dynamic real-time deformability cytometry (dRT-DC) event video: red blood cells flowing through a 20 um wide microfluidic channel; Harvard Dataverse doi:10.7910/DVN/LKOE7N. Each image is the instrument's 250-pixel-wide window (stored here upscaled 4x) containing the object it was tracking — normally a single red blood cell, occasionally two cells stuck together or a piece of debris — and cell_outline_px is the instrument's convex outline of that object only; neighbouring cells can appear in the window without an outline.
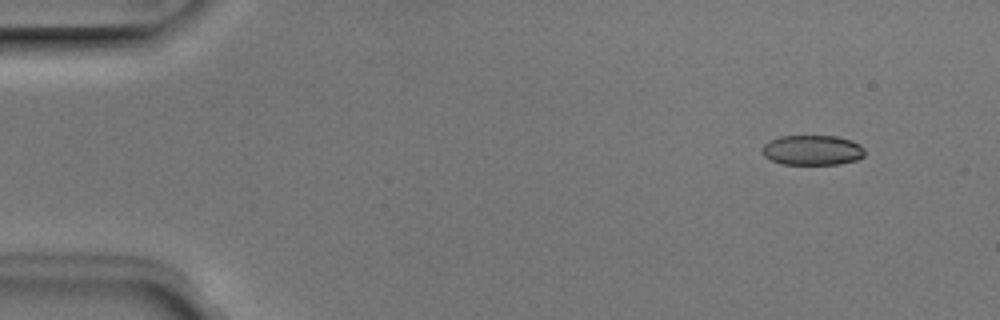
{"species": "Egyptian fruit bat (a non-hibernating species)", "species_latin": "Rousettus aegyptiacus", "temperature_condition": "room temperature", "stored_images_in_passage": 4, "camera_frame_rate_fps": 3000, "um_per_image_px": 0.085, "animal": {"sex": "male"}, "frame": {"image": 1, "passage_image": 2, "time_ms": 0.333, "image_size_px": [1000, 320], "cell_outline_px": [[864, 156], [856, 160], [840, 164], [780, 164], [764, 156], [764, 144], [780, 136], [836, 136], [852, 140], [860, 144], [864, 148]], "centroid_in_image_um": [69.1, 12.76], "position_along_channel_um": 15.9, "area_um2": 17.86}}
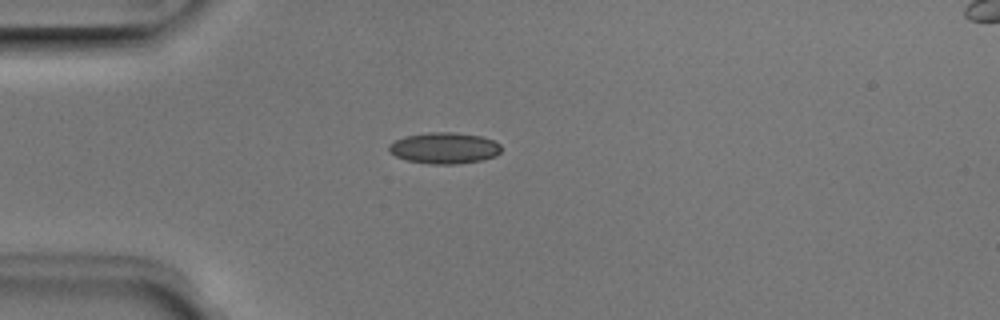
{"frame": {"image": 2, "passage_image": 4, "time_ms": 1.0, "image_size_px": [1000, 320], "cell_outline_px": [[500, 152], [496, 156], [480, 160], [456, 164], [432, 164], [408, 160], [396, 156], [388, 152], [388, 144], [404, 136], [428, 132], [456, 132], [480, 136], [492, 140], [500, 144]], "centroid_in_image_um": [37.74, 12.57], "position_along_channel_um": 47.3, "area_um2": 20.4}}